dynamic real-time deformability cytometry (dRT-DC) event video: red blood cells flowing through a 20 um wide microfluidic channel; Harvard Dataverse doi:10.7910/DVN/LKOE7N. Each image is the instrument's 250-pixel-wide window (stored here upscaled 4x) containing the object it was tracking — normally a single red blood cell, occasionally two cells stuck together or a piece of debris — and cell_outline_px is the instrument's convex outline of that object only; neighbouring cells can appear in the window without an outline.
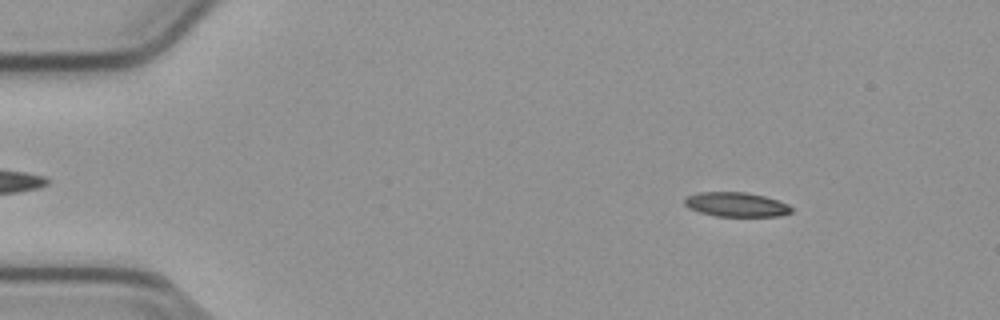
{"species": "common noctule bat (a hibernating species)", "species_latin": "Nyctalus noctula", "temperature_condition": "cold", "stored_images_in_passage": 54, "camera_frame_rate_fps": 3000, "um_per_image_px": 0.085, "animal": {"sex": "male", "body_mass_g": 23.1, "forearm_length_mm": 52.7}, "frame": {"image": 1, "passage_image": 7, "time_ms": 2.0, "image_size_px": [1000, 320], "cell_outline_px": [[792, 212], [780, 216], [716, 216], [700, 212], [688, 208], [684, 204], [684, 196], [696, 192], [744, 192], [764, 196], [788, 204], [792, 208]], "centroid_in_image_um": [62.53, 17.38], "position_along_channel_um": 22.5, "area_um2": 15.26}}
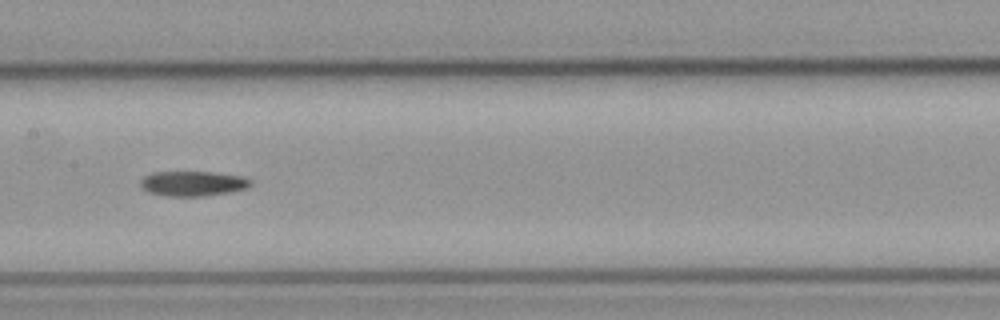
{"frame": {"image": 2, "passage_image": 27, "time_ms": 8.667, "image_size_px": [1000, 320], "cell_outline_px": [[252, 184], [248, 188], [228, 192], [204, 196], [168, 196], [148, 192], [140, 188], [140, 180], [144, 176], [152, 172], [212, 172], [244, 176], [252, 180]], "centroid_in_image_um": [16.39, 15.59], "position_along_channel_um": 191.0, "area_um2": 16.18}}
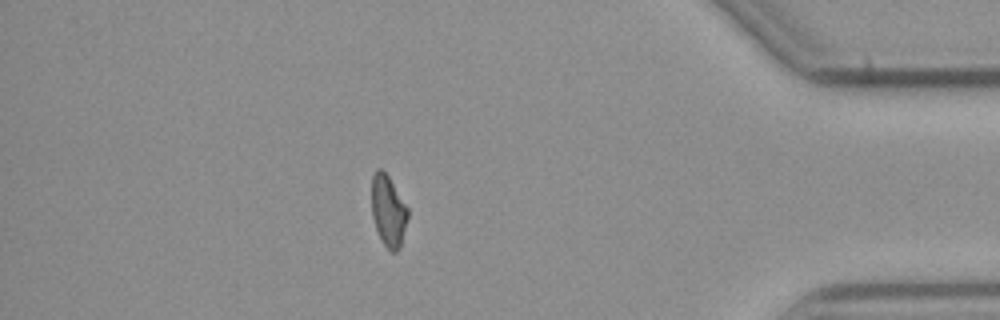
{"frame": {"image": 3, "passage_image": 47, "time_ms": 15.333, "image_size_px": [1000, 320], "cell_outline_px": [[408, 216], [400, 248], [396, 252], [392, 252], [384, 244], [376, 228], [372, 216], [372, 176], [376, 168], [380, 168], [388, 176], [408, 208]], "centroid_in_image_um": [33.0, 17.92], "position_along_channel_um": 402.2, "area_um2": 14.8}}